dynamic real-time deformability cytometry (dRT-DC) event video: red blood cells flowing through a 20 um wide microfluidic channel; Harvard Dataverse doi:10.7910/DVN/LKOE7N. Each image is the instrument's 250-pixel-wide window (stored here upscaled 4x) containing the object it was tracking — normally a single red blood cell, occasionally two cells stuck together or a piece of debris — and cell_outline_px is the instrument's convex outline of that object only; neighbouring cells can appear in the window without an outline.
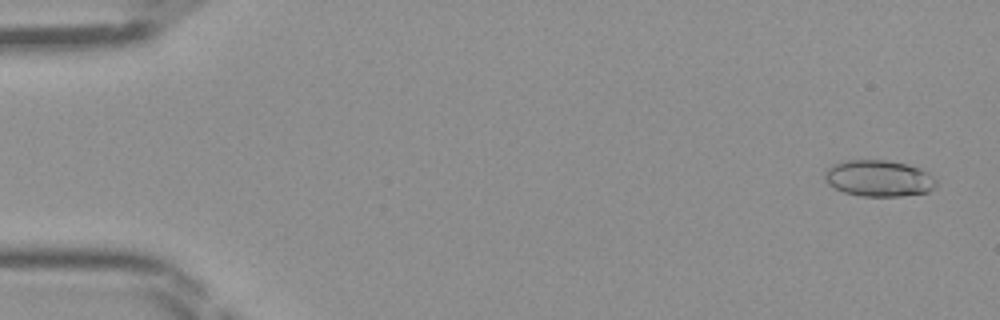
{"species": "Egyptian fruit bat (a non-hibernating species)", "species_latin": "Rousettus aegyptiacus", "temperature_condition": "room temperature", "stored_images_in_passage": 46, "camera_frame_rate_fps": 3000, "um_per_image_px": 0.085, "frame": {"image": 1, "passage_image": 2, "time_ms": 0.333, "image_size_px": [1000, 320], "cell_outline_px": [[936, 184], [928, 192], [900, 196], [860, 196], [844, 192], [832, 188], [824, 180], [824, 172], [832, 164], [844, 160], [888, 160], [908, 164], [920, 168], [928, 172], [936, 180]], "centroid_in_image_um": [74.66, 15.15], "position_along_channel_um": 10.3, "area_um2": 23.87}}
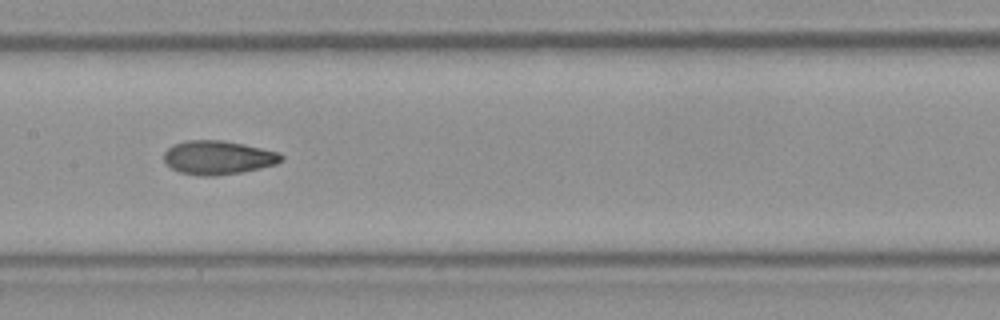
{"frame": {"image": 2, "passage_image": 23, "time_ms": 7.333, "image_size_px": [1000, 320], "cell_outline_px": [[284, 160], [276, 164], [260, 168], [240, 172], [216, 176], [204, 176], [180, 172], [172, 168], [164, 160], [164, 152], [172, 144], [184, 140], [224, 140], [244, 144], [280, 152], [284, 156]], "centroid_in_image_um": [18.55, 13.38], "position_along_channel_um": 188.8, "area_um2": 23.24}}
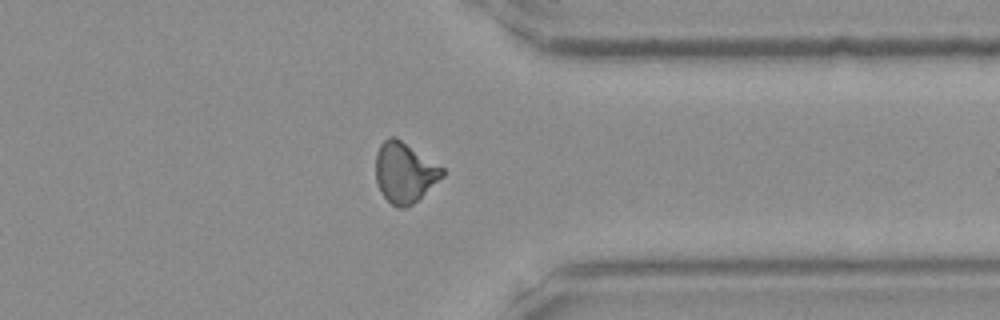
{"frame": {"image": 3, "passage_image": 36, "time_ms": 11.667, "image_size_px": [1000, 320], "cell_outline_px": [[444, 176], [412, 204], [404, 208], [396, 208], [380, 192], [376, 180], [376, 152], [380, 144], [388, 136], [396, 136], [444, 168]], "centroid_in_image_um": [34.37, 14.64], "position_along_channel_um": 377.0, "area_um2": 23.41}}